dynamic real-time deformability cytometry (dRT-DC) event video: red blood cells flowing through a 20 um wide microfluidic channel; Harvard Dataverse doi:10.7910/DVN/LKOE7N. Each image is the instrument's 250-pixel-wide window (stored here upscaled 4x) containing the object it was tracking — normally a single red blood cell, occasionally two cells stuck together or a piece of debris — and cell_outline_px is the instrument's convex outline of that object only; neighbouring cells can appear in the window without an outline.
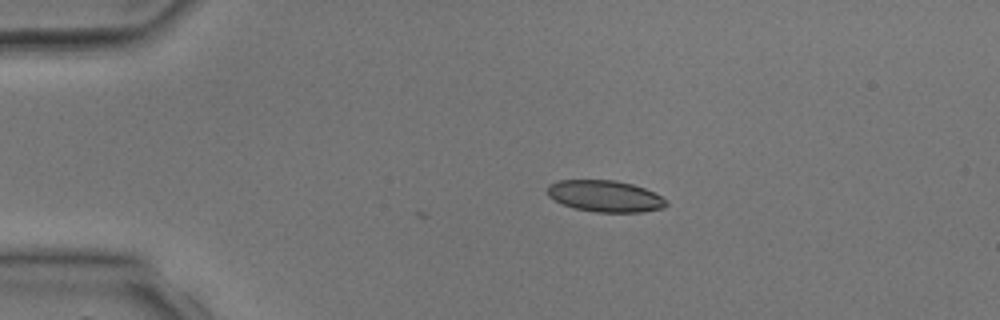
{"species": "common noctule bat (a hibernating species)", "species_latin": "Nyctalus noctula", "temperature_condition": "room temperature", "stored_images_in_passage": 2, "camera_frame_rate_fps": 3000, "um_per_image_px": 0.085, "animal": {"sex": "male", "body_mass_g": 17.9, "forearm_length_mm": 54.2}, "frame": {"image": 1, "passage_image": 2, "time_ms": 1.0, "image_size_px": [1000, 320], "cell_outline_px": [[668, 204], [664, 208], [644, 212], [596, 212], [576, 208], [564, 204], [548, 196], [548, 184], [556, 180], [616, 180], [632, 184], [644, 188], [668, 200]], "centroid_in_image_um": [51.45, 16.67], "position_along_channel_um": 33.5, "area_um2": 21.79}}